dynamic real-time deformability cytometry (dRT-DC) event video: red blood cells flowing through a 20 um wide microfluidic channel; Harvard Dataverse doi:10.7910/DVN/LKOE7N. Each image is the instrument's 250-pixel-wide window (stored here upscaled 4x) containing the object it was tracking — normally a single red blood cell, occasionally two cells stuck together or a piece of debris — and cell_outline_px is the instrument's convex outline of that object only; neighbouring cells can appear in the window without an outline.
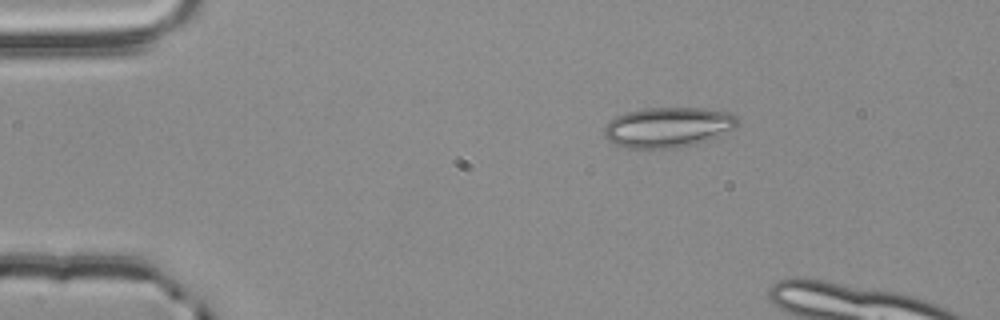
{"species": "common noctule bat (a hibernating species)", "species_latin": "Nyctalus noctula", "temperature_condition": "room temperature", "stored_images_in_passage": 8, "camera_frame_rate_fps": 3000, "um_per_image_px": 0.085, "animal": {"sex": "male", "body_mass_g": 20.4}, "frame": {"image": 1, "passage_image": 1, "time_ms": 0.0, "image_size_px": [1000, 320], "cell_outline_px": [[736, 128], [696, 144], [676, 148], [628, 148], [616, 144], [608, 140], [604, 136], [604, 124], [608, 120], [616, 116], [628, 112], [644, 108], [700, 108], [728, 112], [736, 116]], "centroid_in_image_um": [56.73, 10.81], "position_along_channel_um": 28.3, "area_um2": 31.1}}